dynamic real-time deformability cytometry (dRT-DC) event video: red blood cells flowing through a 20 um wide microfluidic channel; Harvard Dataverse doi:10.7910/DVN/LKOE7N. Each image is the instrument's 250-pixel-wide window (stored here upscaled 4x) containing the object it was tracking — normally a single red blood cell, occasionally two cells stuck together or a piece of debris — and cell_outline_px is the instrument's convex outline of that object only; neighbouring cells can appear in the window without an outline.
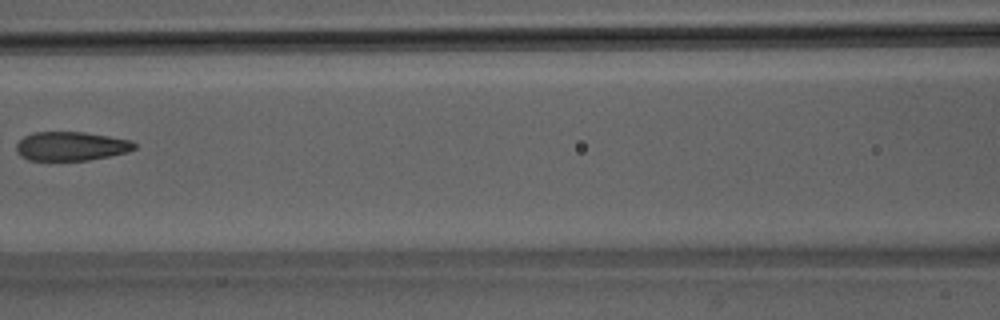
{"species": "Egyptian fruit bat (a non-hibernating species)", "species_latin": "Rousettus aegyptiacus", "temperature_condition": "room temperature", "stored_images_in_passage": 7, "camera_frame_rate_fps": 3000, "um_per_image_px": 0.085, "animal": {"sex": "male"}, "frame": {"image": 1, "passage_image": 6, "time_ms": 1.667, "image_size_px": [1000, 320], "cell_outline_px": [[136, 148], [128, 152], [88, 160], [28, 160], [20, 156], [16, 152], [16, 144], [24, 136], [32, 132], [84, 132], [132, 140], [136, 144]], "centroid_in_image_um": [6.03, 12.42], "position_along_channel_um": 160.6, "area_um2": 20.0}}